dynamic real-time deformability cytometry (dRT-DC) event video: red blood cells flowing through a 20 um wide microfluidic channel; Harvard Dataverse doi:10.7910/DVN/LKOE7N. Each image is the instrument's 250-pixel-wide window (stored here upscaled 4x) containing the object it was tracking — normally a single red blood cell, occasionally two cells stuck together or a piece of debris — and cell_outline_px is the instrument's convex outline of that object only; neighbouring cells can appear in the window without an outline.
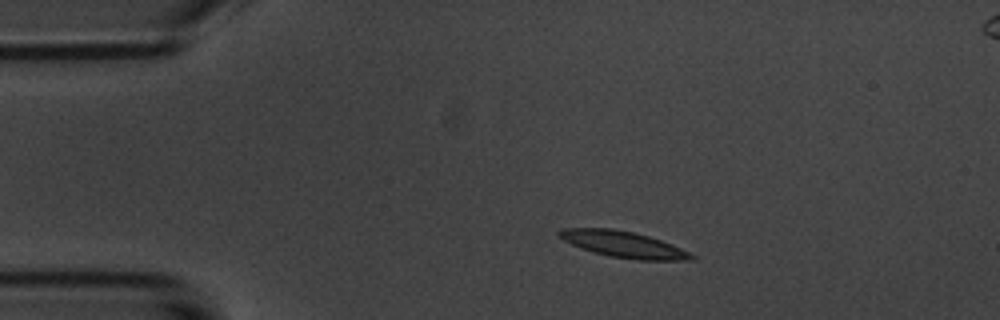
{"species": "common noctule bat (a hibernating species)", "species_latin": "Nyctalus noctula", "temperature_condition": "room temperature", "stored_images_in_passage": 4, "camera_frame_rate_fps": 3000, "um_per_image_px": 0.085, "animal": {"sex": "male", "body_mass_g": 20.1, "forearm_length_mm": 53.5}, "frame": {"image": 1, "passage_image": 2, "time_ms": 1.0, "image_size_px": [1000, 320], "cell_outline_px": [[696, 260], [636, 260], [608, 256], [580, 248], [556, 236], [556, 232], [564, 228], [612, 228], [632, 232], [648, 236], [672, 244], [696, 256]], "centroid_in_image_um": [52.97, 20.77], "position_along_channel_um": 32.0, "area_um2": 20.23}}